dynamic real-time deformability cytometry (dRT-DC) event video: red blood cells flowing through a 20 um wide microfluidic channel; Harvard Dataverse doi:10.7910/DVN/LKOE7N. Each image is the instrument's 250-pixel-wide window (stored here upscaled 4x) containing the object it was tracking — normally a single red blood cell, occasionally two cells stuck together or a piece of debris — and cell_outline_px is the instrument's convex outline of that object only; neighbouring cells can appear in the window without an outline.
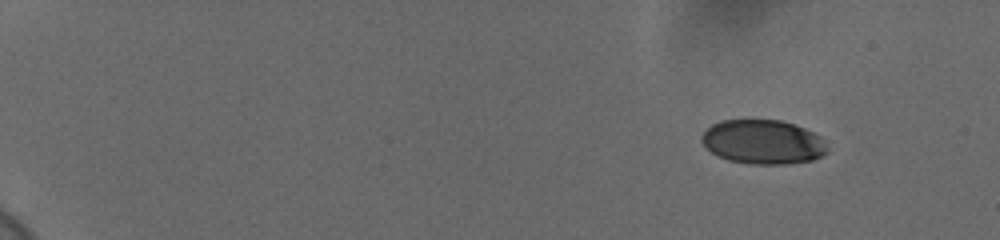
{"species": "human", "species_latin": "Homo sapiens", "temperature_condition": "cold", "stored_images_in_passage": 53, "camera_frame_rate_fps": 3000, "um_per_image_px": 0.085, "donor": {"sex": "female"}, "frame": {"image": 1, "passage_image": 1, "time_ms": 0.0, "image_size_px": [1000, 240], "cell_outline_px": [[828, 152], [812, 160], [784, 164], [748, 164], [728, 160], [712, 152], [700, 140], [700, 136], [712, 124], [720, 120], [780, 120], [804, 128], [820, 136], [824, 140], [828, 148]], "centroid_in_image_um": [64.85, 12.07], "position_along_channel_um": 20.1, "area_um2": 32.31}}
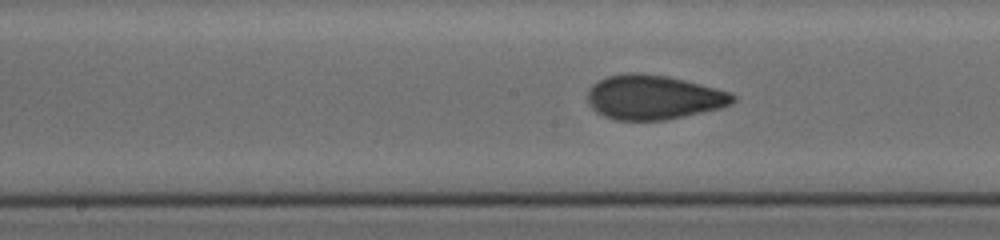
{"frame": {"image": 2, "passage_image": 28, "time_ms": 9.0, "image_size_px": [1000, 240], "cell_outline_px": [[736, 100], [732, 104], [720, 108], [684, 116], [664, 120], [616, 120], [604, 116], [596, 112], [588, 104], [588, 88], [592, 84], [608, 76], [628, 72], [640, 72], [668, 76], [732, 92], [736, 96]], "centroid_in_image_um": [55.54, 8.26], "position_along_channel_um": 192.7, "area_um2": 37.8}}
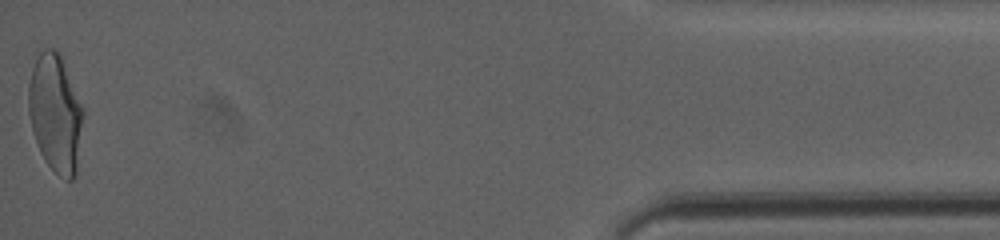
{"frame": {"image": 3, "passage_image": 53, "time_ms": 17.333, "image_size_px": [1000, 240], "cell_outline_px": [[84, 116], [76, 176], [72, 180], [68, 180], [60, 176], [44, 160], [40, 152], [32, 132], [28, 112], [28, 84], [32, 68], [40, 52], [44, 48], [52, 48], [60, 52], [84, 112]], "centroid_in_image_um": [4.71, 9.63], "position_along_channel_um": 430.5, "area_um2": 37.74}, "authors_computed_cell_mechanics": {"area_um2": 36.1828, "velocity_mm_per_s": 3.6803, "shape_relaxation_time_tau1_ms": 6.3123, "shape_relaxation_time_tau2_ms": 0.7545, "deformation_change_tau1": 0.1866, "deformation_change_tau2": 0.0518}}